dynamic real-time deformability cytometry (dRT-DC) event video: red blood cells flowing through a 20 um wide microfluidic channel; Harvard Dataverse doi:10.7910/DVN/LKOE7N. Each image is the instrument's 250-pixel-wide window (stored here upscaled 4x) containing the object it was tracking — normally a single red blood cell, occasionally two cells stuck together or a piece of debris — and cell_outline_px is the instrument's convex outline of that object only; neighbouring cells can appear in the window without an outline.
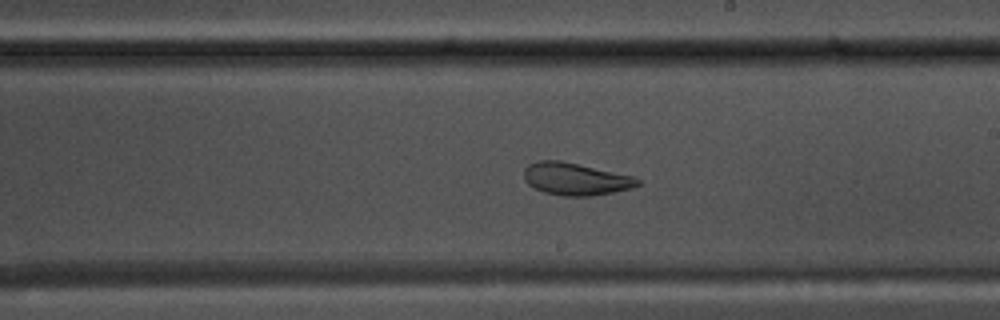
{"species": "common noctule bat (a hibernating species)", "species_latin": "Nyctalus noctula", "temperature_condition": "warm", "stored_images_in_passage": 53, "camera_frame_rate_fps": 3000, "um_per_image_px": 0.085, "animal": {"sex": "male", "body_mass_g": 17.5, "forearm_length_mm": 52.3}, "frame": {"image": 1, "passage_image": 30, "time_ms": 9.667, "image_size_px": [1000, 320], "cell_outline_px": [[640, 184], [632, 188], [592, 196], [564, 196], [544, 192], [528, 184], [524, 180], [524, 168], [528, 164], [536, 160], [560, 160], [632, 176], [640, 180]], "centroid_in_image_um": [48.88, 15.21], "position_along_channel_um": 240.1, "area_um2": 21.33}}
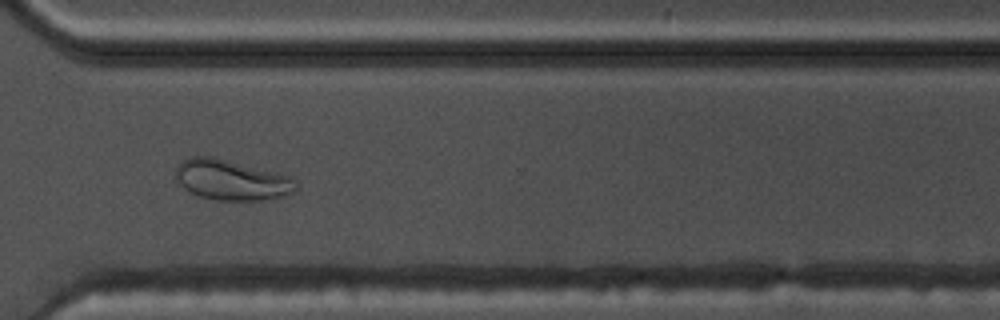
{"frame": {"image": 2, "passage_image": 39, "time_ms": 12.667, "image_size_px": [1000, 320], "cell_outline_px": [[296, 188], [292, 192], [280, 196], [264, 200], [216, 200], [200, 196], [184, 188], [180, 184], [176, 176], [176, 168], [184, 160], [192, 156], [212, 156], [288, 176], [292, 180]], "centroid_in_image_um": [19.62, 15.3], "position_along_channel_um": 351.0, "area_um2": 27.46}}
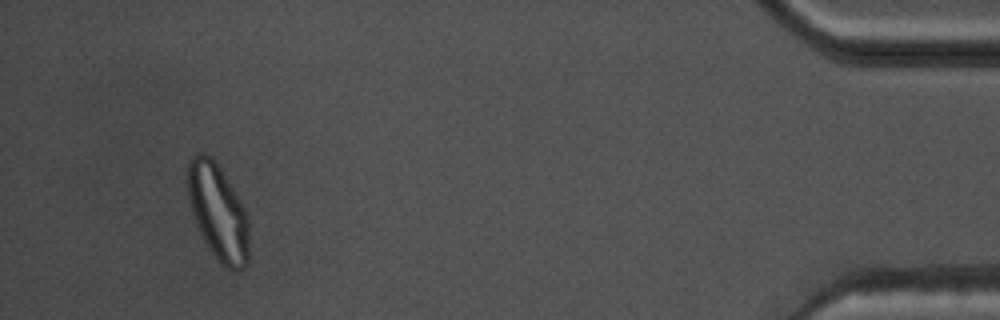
{"frame": {"image": 3, "passage_image": 50, "time_ms": 16.333, "image_size_px": [1000, 320], "cell_outline_px": [[248, 264], [244, 268], [236, 272], [220, 264], [208, 248], [196, 224], [192, 212], [188, 196], [188, 164], [196, 152], [200, 152], [216, 160], [240, 200], [248, 216]], "centroid_in_image_um": [18.55, 18.06], "position_along_channel_um": 416.7, "area_um2": 34.33}, "authors_computed_cell_mechanics": {"area_um2": 26.6458, "velocity_mm_per_s": 3.6888, "shape_relaxation_time_tau1_ms": null, "shape_relaxation_time_tau2_ms": 1.3571, "deformation_change_tau1": null, "deformation_change_tau2": 0.0707}}